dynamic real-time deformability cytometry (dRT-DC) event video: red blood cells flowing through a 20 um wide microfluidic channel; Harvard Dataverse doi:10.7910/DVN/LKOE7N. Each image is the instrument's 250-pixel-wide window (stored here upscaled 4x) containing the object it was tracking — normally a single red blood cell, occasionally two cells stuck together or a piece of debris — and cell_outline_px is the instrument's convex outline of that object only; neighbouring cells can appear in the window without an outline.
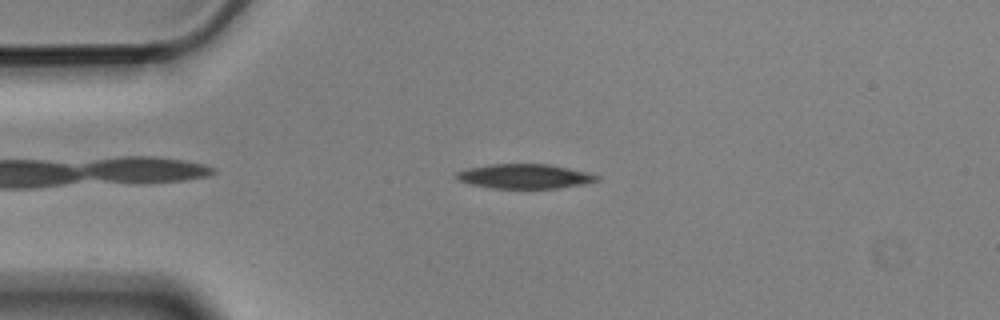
{"species": "Egyptian fruit bat (a non-hibernating species)", "species_latin": "Rousettus aegyptiacus", "temperature_condition": "cold", "stored_images_in_passage": 4, "camera_frame_rate_fps": 3000, "um_per_image_px": 0.085, "animal": {"sex": "male"}, "frame": {"image": 1, "passage_image": 3, "time_ms": 0.667, "image_size_px": [1000, 320], "cell_outline_px": [[600, 180], [588, 184], [556, 188], [492, 188], [472, 184], [460, 180], [452, 176], [456, 172], [468, 168], [488, 164], [548, 164], [588, 172], [600, 176]], "centroid_in_image_um": [44.63, 14.98], "position_along_channel_um": 40.4, "area_um2": 20.17}}